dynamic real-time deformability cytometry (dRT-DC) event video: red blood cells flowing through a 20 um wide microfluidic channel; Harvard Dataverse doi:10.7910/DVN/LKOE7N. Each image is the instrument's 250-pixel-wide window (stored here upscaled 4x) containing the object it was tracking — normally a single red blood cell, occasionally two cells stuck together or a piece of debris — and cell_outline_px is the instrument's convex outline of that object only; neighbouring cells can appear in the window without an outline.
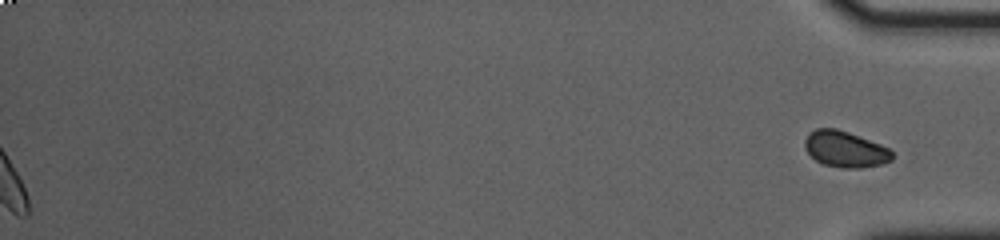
{"species": "common noctule bat (a hibernating species)", "species_latin": "Nyctalus noctula", "temperature_condition": "cold", "stored_images_in_passage": 43, "segment_of_instrument_passage": [2, 2], "camera_frame_rate_fps": 3000, "um_per_image_px": 0.085, "animal": {"sex": "female", "body_mass_g": 23.0, "forearm_length_mm": 53.4}, "frame": {"image": 1, "passage_image": 43, "time_ms": 14.0, "image_size_px": [1000, 240], "cell_outline_px": [[892, 160], [880, 164], [860, 168], [844, 168], [824, 164], [816, 160], [804, 148], [804, 140], [808, 132], [816, 128], [836, 128], [848, 132], [880, 144], [888, 148], [892, 152]], "centroid_in_image_um": [71.8, 12.67], "position_along_channel_um": 363.4, "area_um2": 18.26}}